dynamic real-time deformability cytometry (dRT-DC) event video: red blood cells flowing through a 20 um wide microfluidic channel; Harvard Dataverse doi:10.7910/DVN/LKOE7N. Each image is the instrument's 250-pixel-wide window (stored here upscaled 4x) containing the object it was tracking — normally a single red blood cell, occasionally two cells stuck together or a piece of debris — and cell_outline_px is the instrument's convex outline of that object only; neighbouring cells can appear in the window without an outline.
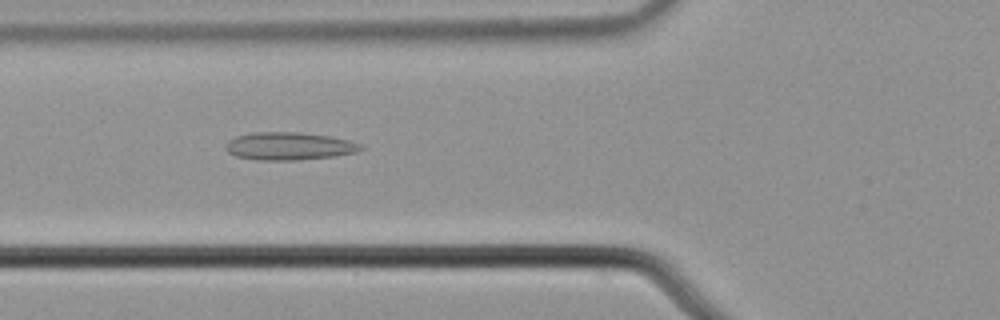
{"species": "common noctule bat (a hibernating species)", "species_latin": "Nyctalus noctula", "temperature_condition": "cold", "stored_images_in_passage": 8, "camera_frame_rate_fps": 3000, "um_per_image_px": 0.085, "animal": {"sex": "male", "body_mass_g": 21.5, "forearm_length_mm": 52.0}, "frame": {"image": 1, "passage_image": 5, "time_ms": 1.333, "image_size_px": [1000, 320], "cell_outline_px": [[364, 148], [356, 152], [336, 156], [296, 160], [256, 160], [236, 156], [228, 152], [224, 148], [224, 144], [228, 140], [236, 136], [252, 132], [300, 132], [332, 136], [364, 144]], "centroid_in_image_um": [24.57, 12.41], "position_along_channel_um": 101.2, "area_um2": 22.2}}
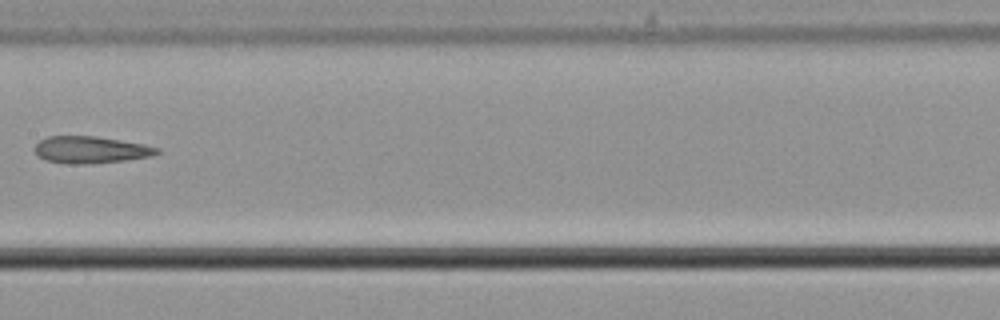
{"frame": {"image": 2, "passage_image": 7, "time_ms": 2.0, "image_size_px": [1000, 320], "cell_outline_px": [[160, 152], [152, 156], [124, 160], [92, 164], [72, 164], [44, 160], [36, 156], [36, 144], [40, 140], [48, 136], [96, 136], [144, 144], [160, 148]], "centroid_in_image_um": [7.71, 12.73], "position_along_channel_um": 199.7, "area_um2": 19.25}}
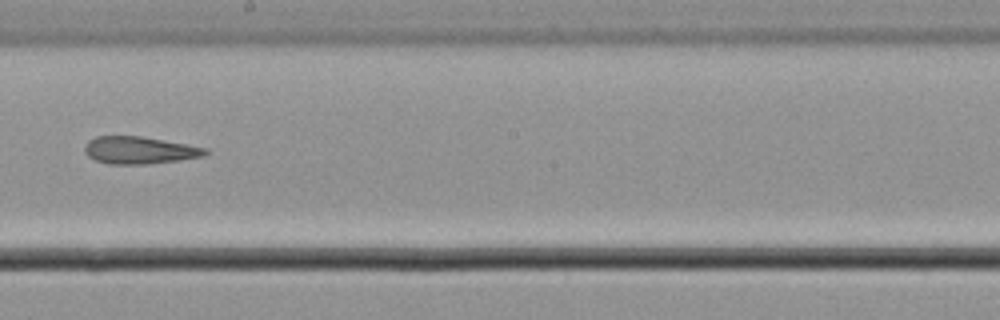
{"frame": {"image": 3, "passage_image": 8, "time_ms": 2.333, "image_size_px": [1000, 320], "cell_outline_px": [[208, 152], [204, 156], [148, 164], [108, 164], [96, 160], [88, 156], [84, 152], [84, 148], [88, 140], [96, 136], [140, 136], [208, 148]], "centroid_in_image_um": [11.82, 12.77], "position_along_channel_um": 236.4, "area_um2": 19.07}}